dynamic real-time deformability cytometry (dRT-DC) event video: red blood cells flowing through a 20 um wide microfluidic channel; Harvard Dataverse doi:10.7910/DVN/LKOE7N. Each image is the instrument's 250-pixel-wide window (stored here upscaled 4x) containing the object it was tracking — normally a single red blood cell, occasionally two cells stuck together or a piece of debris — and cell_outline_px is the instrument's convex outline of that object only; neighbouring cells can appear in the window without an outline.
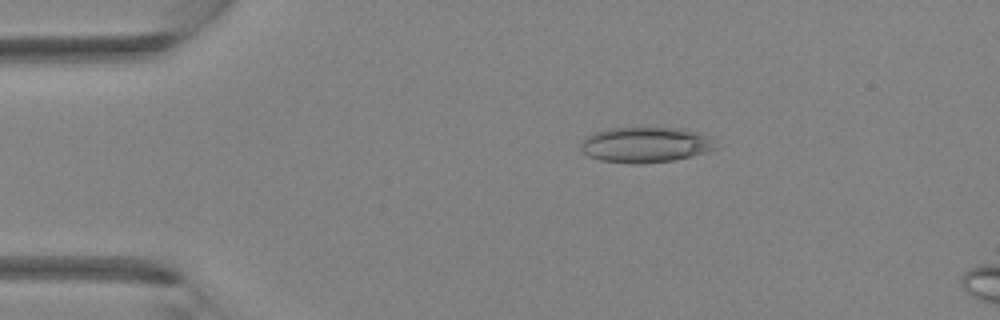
{"species": "Egyptian fruit bat (a non-hibernating species)", "species_latin": "Rousettus aegyptiacus", "temperature_condition": "room temperature", "stored_images_in_passage": 5, "camera_frame_rate_fps": 3000, "um_per_image_px": 0.085, "animal": {"sex": "female"}, "frame": {"image": 1, "passage_image": 1, "time_ms": 0.0, "image_size_px": [1000, 320], "cell_outline_px": [[716, 148], [692, 156], [672, 160], [640, 164], [632, 164], [600, 160], [588, 156], [580, 148], [580, 144], [588, 136], [596, 132], [608, 128], [680, 128], [704, 136], [712, 140]], "centroid_in_image_um": [54.8, 12.32], "position_along_channel_um": 30.2, "area_um2": 27.34}}